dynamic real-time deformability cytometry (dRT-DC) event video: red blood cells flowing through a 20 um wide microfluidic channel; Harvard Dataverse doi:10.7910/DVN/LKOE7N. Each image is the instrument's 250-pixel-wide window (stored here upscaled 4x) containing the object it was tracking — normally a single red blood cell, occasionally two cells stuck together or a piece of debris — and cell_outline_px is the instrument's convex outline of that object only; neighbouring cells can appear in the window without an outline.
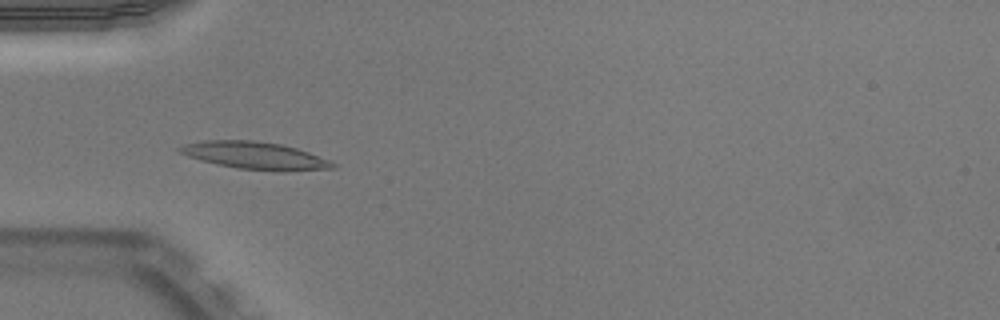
{"species": "Egyptian fruit bat (a non-hibernating species)", "species_latin": "Rousettus aegyptiacus", "temperature_condition": "warm", "stored_images_in_passage": 51, "camera_frame_rate_fps": 3000, "um_per_image_px": 0.085, "animal": {"sex": "male"}, "frame": {"image": 1, "passage_image": 16, "time_ms": 5.0, "image_size_px": [1000, 320], "cell_outline_px": [[336, 168], [284, 172], [276, 172], [236, 168], [216, 164], [200, 160], [188, 156], [180, 152], [176, 148], [184, 144], [204, 140], [252, 140], [280, 144], [296, 148], [332, 160], [336, 164]], "centroid_in_image_um": [21.71, 13.24], "position_along_channel_um": 63.3, "area_um2": 24.74}}
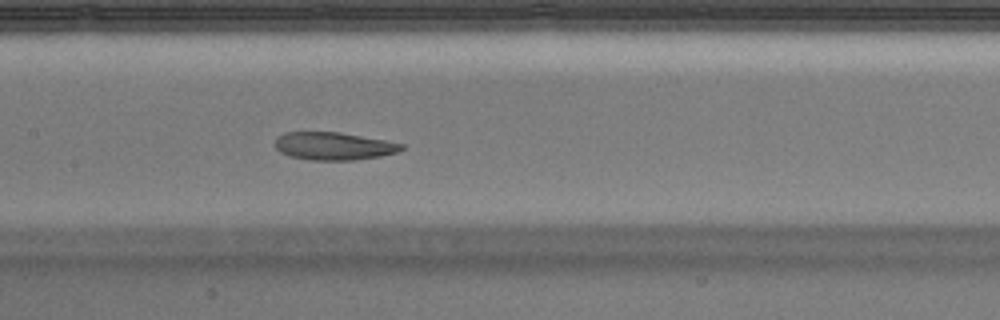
{"frame": {"image": 2, "passage_image": 25, "time_ms": 8.0, "image_size_px": [1000, 320], "cell_outline_px": [[404, 148], [396, 152], [380, 156], [356, 160], [312, 160], [292, 156], [280, 152], [276, 148], [276, 136], [284, 132], [340, 132], [384, 140], [404, 144]], "centroid_in_image_um": [28.35, 12.41], "position_along_channel_um": 179.0, "area_um2": 20.35}}
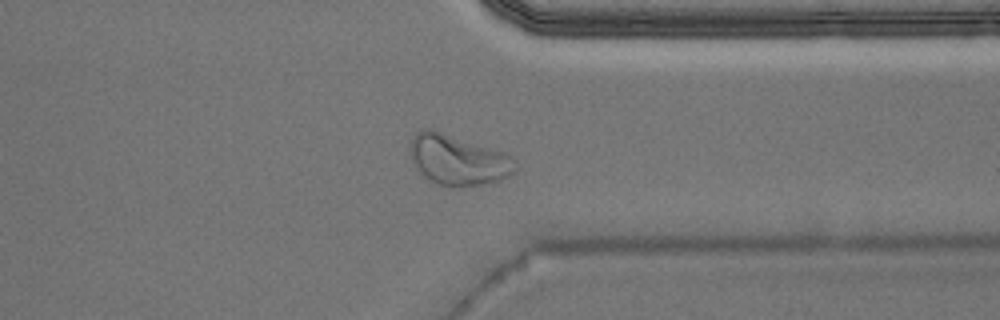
{"frame": {"image": 3, "passage_image": 40, "time_ms": 13.0, "image_size_px": [1000, 320], "cell_outline_px": [[516, 172], [492, 184], [436, 184], [424, 176], [420, 172], [412, 160], [408, 152], [408, 148], [412, 136], [416, 132], [424, 128], [428, 128], [500, 152], [508, 156], [516, 168]], "centroid_in_image_um": [38.84, 13.58], "position_along_channel_um": 372.6, "area_um2": 29.77}, "authors_computed_cell_mechanics": {"area_um2": 23.0622, "velocity_mm_per_s": 3.9027, "shape_relaxation_time_tau1_ms": null, "shape_relaxation_time_tau2_ms": 2.7753, "deformation_change_tau1": null, "deformation_change_tau2": 0.0815}}